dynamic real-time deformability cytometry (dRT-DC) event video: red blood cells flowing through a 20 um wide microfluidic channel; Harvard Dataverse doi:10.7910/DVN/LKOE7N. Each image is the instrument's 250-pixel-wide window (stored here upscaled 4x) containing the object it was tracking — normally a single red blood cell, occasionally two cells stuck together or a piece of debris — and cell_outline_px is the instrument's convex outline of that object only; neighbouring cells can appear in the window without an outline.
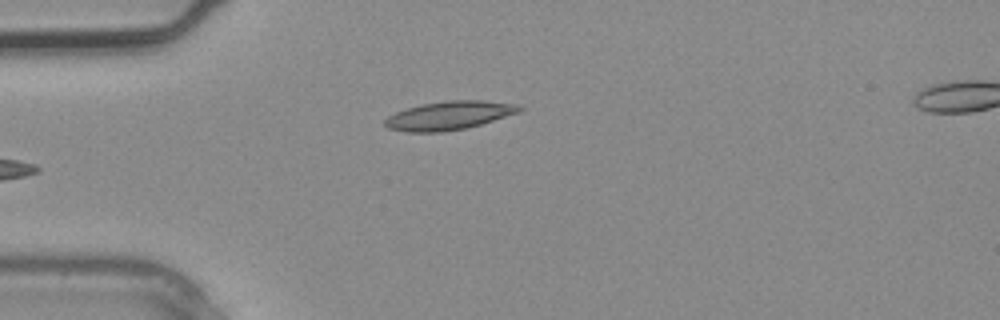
{"species": "common noctule bat (a hibernating species)", "species_latin": "Nyctalus noctula", "temperature_condition": "warm", "stored_images_in_passage": 3, "camera_frame_rate_fps": 3000, "um_per_image_px": 0.085, "animal": {"sex": "male", "body_mass_g": 20.4}, "frame": {"image": 1, "passage_image": 2, "time_ms": 0.333, "image_size_px": [1000, 320], "cell_outline_px": [[524, 108], [520, 112], [480, 124], [464, 128], [444, 132], [408, 132], [388, 128], [384, 124], [384, 120], [388, 116], [396, 112], [408, 108], [424, 104], [448, 100], [484, 100], [520, 104]], "centroid_in_image_um": [38.21, 9.81], "position_along_channel_um": 46.8, "area_um2": 22.31}}